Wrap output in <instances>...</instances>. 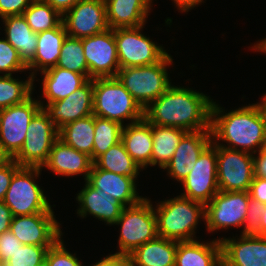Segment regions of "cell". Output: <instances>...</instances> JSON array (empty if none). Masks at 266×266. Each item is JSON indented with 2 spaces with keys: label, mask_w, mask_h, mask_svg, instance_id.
Here are the masks:
<instances>
[{
  "label": "cell",
  "mask_w": 266,
  "mask_h": 266,
  "mask_svg": "<svg viewBox=\"0 0 266 266\" xmlns=\"http://www.w3.org/2000/svg\"><path fill=\"white\" fill-rule=\"evenodd\" d=\"M184 193L181 196L208 204L219 191L217 183V145L212 143L201 153L194 167L181 182Z\"/></svg>",
  "instance_id": "4fadbf2b"
},
{
  "label": "cell",
  "mask_w": 266,
  "mask_h": 266,
  "mask_svg": "<svg viewBox=\"0 0 266 266\" xmlns=\"http://www.w3.org/2000/svg\"><path fill=\"white\" fill-rule=\"evenodd\" d=\"M212 104V99L203 93L171 85L144 109V118L152 125L187 132L211 130Z\"/></svg>",
  "instance_id": "6da1fadb"
},
{
  "label": "cell",
  "mask_w": 266,
  "mask_h": 266,
  "mask_svg": "<svg viewBox=\"0 0 266 266\" xmlns=\"http://www.w3.org/2000/svg\"><path fill=\"white\" fill-rule=\"evenodd\" d=\"M33 0H0V17L22 15Z\"/></svg>",
  "instance_id": "b9f144b4"
},
{
  "label": "cell",
  "mask_w": 266,
  "mask_h": 266,
  "mask_svg": "<svg viewBox=\"0 0 266 266\" xmlns=\"http://www.w3.org/2000/svg\"><path fill=\"white\" fill-rule=\"evenodd\" d=\"M23 246L9 229L0 235V256L1 263L7 262L13 254Z\"/></svg>",
  "instance_id": "60d3db41"
},
{
  "label": "cell",
  "mask_w": 266,
  "mask_h": 266,
  "mask_svg": "<svg viewBox=\"0 0 266 266\" xmlns=\"http://www.w3.org/2000/svg\"><path fill=\"white\" fill-rule=\"evenodd\" d=\"M84 188L77 194L76 200L79 202L80 207L77 213L82 218L87 214H91L105 221L108 225H113L120 217L124 206L113 196L105 194L104 191L92 187L85 181Z\"/></svg>",
  "instance_id": "7402d4cb"
},
{
  "label": "cell",
  "mask_w": 266,
  "mask_h": 266,
  "mask_svg": "<svg viewBox=\"0 0 266 266\" xmlns=\"http://www.w3.org/2000/svg\"><path fill=\"white\" fill-rule=\"evenodd\" d=\"M154 209L147 198L123 208L114 223L121 226L119 252L116 253L130 255L136 248L158 237Z\"/></svg>",
  "instance_id": "8992f818"
},
{
  "label": "cell",
  "mask_w": 266,
  "mask_h": 266,
  "mask_svg": "<svg viewBox=\"0 0 266 266\" xmlns=\"http://www.w3.org/2000/svg\"><path fill=\"white\" fill-rule=\"evenodd\" d=\"M13 160V157L0 144V168L6 166Z\"/></svg>",
  "instance_id": "f907efd6"
},
{
  "label": "cell",
  "mask_w": 266,
  "mask_h": 266,
  "mask_svg": "<svg viewBox=\"0 0 266 266\" xmlns=\"http://www.w3.org/2000/svg\"><path fill=\"white\" fill-rule=\"evenodd\" d=\"M20 151L13 157L21 167H40L46 163L59 130L42 108L31 120Z\"/></svg>",
  "instance_id": "ba28073f"
},
{
  "label": "cell",
  "mask_w": 266,
  "mask_h": 266,
  "mask_svg": "<svg viewBox=\"0 0 266 266\" xmlns=\"http://www.w3.org/2000/svg\"><path fill=\"white\" fill-rule=\"evenodd\" d=\"M67 35L63 22L56 28L38 33L35 56L27 65L28 70L33 69V72L30 73L33 78H35L34 74L38 69L43 72L56 66Z\"/></svg>",
  "instance_id": "d4e9b609"
},
{
  "label": "cell",
  "mask_w": 266,
  "mask_h": 266,
  "mask_svg": "<svg viewBox=\"0 0 266 266\" xmlns=\"http://www.w3.org/2000/svg\"><path fill=\"white\" fill-rule=\"evenodd\" d=\"M42 107L43 102L31 96L23 103L0 109V144L12 157L22 148L27 128Z\"/></svg>",
  "instance_id": "8fae6325"
},
{
  "label": "cell",
  "mask_w": 266,
  "mask_h": 266,
  "mask_svg": "<svg viewBox=\"0 0 266 266\" xmlns=\"http://www.w3.org/2000/svg\"><path fill=\"white\" fill-rule=\"evenodd\" d=\"M93 161L86 153L79 152L58 138L52 145L49 157L42 166L61 176L84 174L85 181L91 171Z\"/></svg>",
  "instance_id": "44dd1931"
},
{
  "label": "cell",
  "mask_w": 266,
  "mask_h": 266,
  "mask_svg": "<svg viewBox=\"0 0 266 266\" xmlns=\"http://www.w3.org/2000/svg\"><path fill=\"white\" fill-rule=\"evenodd\" d=\"M20 167L15 160H12L9 164L0 168V201L4 200L12 177Z\"/></svg>",
  "instance_id": "7bdbcfd3"
},
{
  "label": "cell",
  "mask_w": 266,
  "mask_h": 266,
  "mask_svg": "<svg viewBox=\"0 0 266 266\" xmlns=\"http://www.w3.org/2000/svg\"><path fill=\"white\" fill-rule=\"evenodd\" d=\"M221 242L197 240L178 242L175 266H221Z\"/></svg>",
  "instance_id": "484cf974"
},
{
  "label": "cell",
  "mask_w": 266,
  "mask_h": 266,
  "mask_svg": "<svg viewBox=\"0 0 266 266\" xmlns=\"http://www.w3.org/2000/svg\"><path fill=\"white\" fill-rule=\"evenodd\" d=\"M42 108L58 130L72 121L92 115L93 79H89L66 98L47 104Z\"/></svg>",
  "instance_id": "e0dca14e"
},
{
  "label": "cell",
  "mask_w": 266,
  "mask_h": 266,
  "mask_svg": "<svg viewBox=\"0 0 266 266\" xmlns=\"http://www.w3.org/2000/svg\"><path fill=\"white\" fill-rule=\"evenodd\" d=\"M172 60L167 54L153 65L120 68L116 77L144 110L171 86L166 67Z\"/></svg>",
  "instance_id": "5b68a950"
},
{
  "label": "cell",
  "mask_w": 266,
  "mask_h": 266,
  "mask_svg": "<svg viewBox=\"0 0 266 266\" xmlns=\"http://www.w3.org/2000/svg\"><path fill=\"white\" fill-rule=\"evenodd\" d=\"M222 266H266V238L242 235L240 239H219Z\"/></svg>",
  "instance_id": "ac0fdd59"
},
{
  "label": "cell",
  "mask_w": 266,
  "mask_h": 266,
  "mask_svg": "<svg viewBox=\"0 0 266 266\" xmlns=\"http://www.w3.org/2000/svg\"><path fill=\"white\" fill-rule=\"evenodd\" d=\"M266 238V204L262 205L260 235Z\"/></svg>",
  "instance_id": "816d5d0a"
},
{
  "label": "cell",
  "mask_w": 266,
  "mask_h": 266,
  "mask_svg": "<svg viewBox=\"0 0 266 266\" xmlns=\"http://www.w3.org/2000/svg\"><path fill=\"white\" fill-rule=\"evenodd\" d=\"M66 33L85 38L105 32L107 23L105 0H81L62 16Z\"/></svg>",
  "instance_id": "9a60e30c"
},
{
  "label": "cell",
  "mask_w": 266,
  "mask_h": 266,
  "mask_svg": "<svg viewBox=\"0 0 266 266\" xmlns=\"http://www.w3.org/2000/svg\"><path fill=\"white\" fill-rule=\"evenodd\" d=\"M253 177V154L217 145V183L220 191H248Z\"/></svg>",
  "instance_id": "30bf717a"
},
{
  "label": "cell",
  "mask_w": 266,
  "mask_h": 266,
  "mask_svg": "<svg viewBox=\"0 0 266 266\" xmlns=\"http://www.w3.org/2000/svg\"><path fill=\"white\" fill-rule=\"evenodd\" d=\"M250 196L248 191H218L205 205L208 231L244 226Z\"/></svg>",
  "instance_id": "7c38bea8"
},
{
  "label": "cell",
  "mask_w": 266,
  "mask_h": 266,
  "mask_svg": "<svg viewBox=\"0 0 266 266\" xmlns=\"http://www.w3.org/2000/svg\"><path fill=\"white\" fill-rule=\"evenodd\" d=\"M59 138L79 152L86 153L92 160L94 144V114L77 119L59 130Z\"/></svg>",
  "instance_id": "4dcf8cb0"
},
{
  "label": "cell",
  "mask_w": 266,
  "mask_h": 266,
  "mask_svg": "<svg viewBox=\"0 0 266 266\" xmlns=\"http://www.w3.org/2000/svg\"><path fill=\"white\" fill-rule=\"evenodd\" d=\"M177 246V241L158 236L129 255L132 266H175Z\"/></svg>",
  "instance_id": "f1b7e54d"
},
{
  "label": "cell",
  "mask_w": 266,
  "mask_h": 266,
  "mask_svg": "<svg viewBox=\"0 0 266 266\" xmlns=\"http://www.w3.org/2000/svg\"><path fill=\"white\" fill-rule=\"evenodd\" d=\"M121 142L127 153L140 166H151L153 148L152 124L145 118L135 123H128L122 127Z\"/></svg>",
  "instance_id": "603a6c76"
},
{
  "label": "cell",
  "mask_w": 266,
  "mask_h": 266,
  "mask_svg": "<svg viewBox=\"0 0 266 266\" xmlns=\"http://www.w3.org/2000/svg\"><path fill=\"white\" fill-rule=\"evenodd\" d=\"M62 16L81 0H44Z\"/></svg>",
  "instance_id": "c3c4849f"
},
{
  "label": "cell",
  "mask_w": 266,
  "mask_h": 266,
  "mask_svg": "<svg viewBox=\"0 0 266 266\" xmlns=\"http://www.w3.org/2000/svg\"><path fill=\"white\" fill-rule=\"evenodd\" d=\"M56 66L83 74L89 80V69L84 56L82 39L67 35Z\"/></svg>",
  "instance_id": "d590c367"
},
{
  "label": "cell",
  "mask_w": 266,
  "mask_h": 266,
  "mask_svg": "<svg viewBox=\"0 0 266 266\" xmlns=\"http://www.w3.org/2000/svg\"><path fill=\"white\" fill-rule=\"evenodd\" d=\"M248 193L252 199L266 204V178L254 176Z\"/></svg>",
  "instance_id": "ee69618b"
},
{
  "label": "cell",
  "mask_w": 266,
  "mask_h": 266,
  "mask_svg": "<svg viewBox=\"0 0 266 266\" xmlns=\"http://www.w3.org/2000/svg\"><path fill=\"white\" fill-rule=\"evenodd\" d=\"M262 101L261 103H259L264 115H265V118H266V93L264 94V96H262Z\"/></svg>",
  "instance_id": "db71d44e"
},
{
  "label": "cell",
  "mask_w": 266,
  "mask_h": 266,
  "mask_svg": "<svg viewBox=\"0 0 266 266\" xmlns=\"http://www.w3.org/2000/svg\"><path fill=\"white\" fill-rule=\"evenodd\" d=\"M211 130L187 132L164 167L171 178L182 182L190 173L201 153L212 143Z\"/></svg>",
  "instance_id": "d6986e66"
},
{
  "label": "cell",
  "mask_w": 266,
  "mask_h": 266,
  "mask_svg": "<svg viewBox=\"0 0 266 266\" xmlns=\"http://www.w3.org/2000/svg\"><path fill=\"white\" fill-rule=\"evenodd\" d=\"M51 246L23 245L18 249L5 266H39L45 262L47 250Z\"/></svg>",
  "instance_id": "8d00e7d4"
},
{
  "label": "cell",
  "mask_w": 266,
  "mask_h": 266,
  "mask_svg": "<svg viewBox=\"0 0 266 266\" xmlns=\"http://www.w3.org/2000/svg\"><path fill=\"white\" fill-rule=\"evenodd\" d=\"M122 127L119 122L94 115L92 161L121 141Z\"/></svg>",
  "instance_id": "e575fe53"
},
{
  "label": "cell",
  "mask_w": 266,
  "mask_h": 266,
  "mask_svg": "<svg viewBox=\"0 0 266 266\" xmlns=\"http://www.w3.org/2000/svg\"><path fill=\"white\" fill-rule=\"evenodd\" d=\"M93 164L99 169L123 176H137L139 175V169H141L127 153L121 141L98 156Z\"/></svg>",
  "instance_id": "1f68e13d"
},
{
  "label": "cell",
  "mask_w": 266,
  "mask_h": 266,
  "mask_svg": "<svg viewBox=\"0 0 266 266\" xmlns=\"http://www.w3.org/2000/svg\"><path fill=\"white\" fill-rule=\"evenodd\" d=\"M254 176L266 178V148L258 152V156L254 155Z\"/></svg>",
  "instance_id": "7dc6e473"
},
{
  "label": "cell",
  "mask_w": 266,
  "mask_h": 266,
  "mask_svg": "<svg viewBox=\"0 0 266 266\" xmlns=\"http://www.w3.org/2000/svg\"><path fill=\"white\" fill-rule=\"evenodd\" d=\"M2 20L5 24V39L17 50L27 66L35 56L38 33L32 31L23 15H10Z\"/></svg>",
  "instance_id": "83f0119b"
},
{
  "label": "cell",
  "mask_w": 266,
  "mask_h": 266,
  "mask_svg": "<svg viewBox=\"0 0 266 266\" xmlns=\"http://www.w3.org/2000/svg\"><path fill=\"white\" fill-rule=\"evenodd\" d=\"M89 79L116 77L120 69L113 29L82 38Z\"/></svg>",
  "instance_id": "5bb4252c"
},
{
  "label": "cell",
  "mask_w": 266,
  "mask_h": 266,
  "mask_svg": "<svg viewBox=\"0 0 266 266\" xmlns=\"http://www.w3.org/2000/svg\"><path fill=\"white\" fill-rule=\"evenodd\" d=\"M22 15L35 33L56 28L62 23V15L44 0H33Z\"/></svg>",
  "instance_id": "d6a6232c"
},
{
  "label": "cell",
  "mask_w": 266,
  "mask_h": 266,
  "mask_svg": "<svg viewBox=\"0 0 266 266\" xmlns=\"http://www.w3.org/2000/svg\"><path fill=\"white\" fill-rule=\"evenodd\" d=\"M12 219L13 214L10 208L3 201H0V235L9 230Z\"/></svg>",
  "instance_id": "bcb514c9"
},
{
  "label": "cell",
  "mask_w": 266,
  "mask_h": 266,
  "mask_svg": "<svg viewBox=\"0 0 266 266\" xmlns=\"http://www.w3.org/2000/svg\"><path fill=\"white\" fill-rule=\"evenodd\" d=\"M137 176H123L92 165L87 182L94 188L113 196L124 207L138 203L143 197L136 191Z\"/></svg>",
  "instance_id": "ffe728a7"
},
{
  "label": "cell",
  "mask_w": 266,
  "mask_h": 266,
  "mask_svg": "<svg viewBox=\"0 0 266 266\" xmlns=\"http://www.w3.org/2000/svg\"><path fill=\"white\" fill-rule=\"evenodd\" d=\"M93 266H132V263L129 255L114 253L106 256Z\"/></svg>",
  "instance_id": "f6af8a7d"
},
{
  "label": "cell",
  "mask_w": 266,
  "mask_h": 266,
  "mask_svg": "<svg viewBox=\"0 0 266 266\" xmlns=\"http://www.w3.org/2000/svg\"><path fill=\"white\" fill-rule=\"evenodd\" d=\"M158 236L177 242L195 240V228L200 218L205 219V205L181 195L157 203Z\"/></svg>",
  "instance_id": "3957f363"
},
{
  "label": "cell",
  "mask_w": 266,
  "mask_h": 266,
  "mask_svg": "<svg viewBox=\"0 0 266 266\" xmlns=\"http://www.w3.org/2000/svg\"><path fill=\"white\" fill-rule=\"evenodd\" d=\"M60 238L47 250L45 262L47 266H83L80 260L68 252Z\"/></svg>",
  "instance_id": "f35d334b"
},
{
  "label": "cell",
  "mask_w": 266,
  "mask_h": 266,
  "mask_svg": "<svg viewBox=\"0 0 266 266\" xmlns=\"http://www.w3.org/2000/svg\"><path fill=\"white\" fill-rule=\"evenodd\" d=\"M105 3L110 29L142 26L151 9L149 0H105Z\"/></svg>",
  "instance_id": "cb8c5ba5"
},
{
  "label": "cell",
  "mask_w": 266,
  "mask_h": 266,
  "mask_svg": "<svg viewBox=\"0 0 266 266\" xmlns=\"http://www.w3.org/2000/svg\"><path fill=\"white\" fill-rule=\"evenodd\" d=\"M41 74L44 75L42 87L46 104L66 98L75 90L83 86L88 79L83 75L57 66L49 68Z\"/></svg>",
  "instance_id": "4316f807"
},
{
  "label": "cell",
  "mask_w": 266,
  "mask_h": 266,
  "mask_svg": "<svg viewBox=\"0 0 266 266\" xmlns=\"http://www.w3.org/2000/svg\"><path fill=\"white\" fill-rule=\"evenodd\" d=\"M186 133L187 131L177 127L152 125L153 148L151 166L158 164L161 169H164Z\"/></svg>",
  "instance_id": "f546056e"
},
{
  "label": "cell",
  "mask_w": 266,
  "mask_h": 266,
  "mask_svg": "<svg viewBox=\"0 0 266 266\" xmlns=\"http://www.w3.org/2000/svg\"><path fill=\"white\" fill-rule=\"evenodd\" d=\"M93 114L123 125V120L138 122L144 110L117 77L93 79Z\"/></svg>",
  "instance_id": "277c9868"
},
{
  "label": "cell",
  "mask_w": 266,
  "mask_h": 266,
  "mask_svg": "<svg viewBox=\"0 0 266 266\" xmlns=\"http://www.w3.org/2000/svg\"><path fill=\"white\" fill-rule=\"evenodd\" d=\"M181 12H188L189 9L202 3L203 0H173Z\"/></svg>",
  "instance_id": "681fc988"
},
{
  "label": "cell",
  "mask_w": 266,
  "mask_h": 266,
  "mask_svg": "<svg viewBox=\"0 0 266 266\" xmlns=\"http://www.w3.org/2000/svg\"><path fill=\"white\" fill-rule=\"evenodd\" d=\"M40 167H20L13 175L3 202L13 216L35 213H54L43 190L34 178L41 173Z\"/></svg>",
  "instance_id": "52a82bcc"
},
{
  "label": "cell",
  "mask_w": 266,
  "mask_h": 266,
  "mask_svg": "<svg viewBox=\"0 0 266 266\" xmlns=\"http://www.w3.org/2000/svg\"><path fill=\"white\" fill-rule=\"evenodd\" d=\"M218 106L213 102L211 109V135L214 144L250 154L266 148V118L259 103L239 107L225 114ZM217 139L226 141L227 146L218 143Z\"/></svg>",
  "instance_id": "7a4b0ae2"
},
{
  "label": "cell",
  "mask_w": 266,
  "mask_h": 266,
  "mask_svg": "<svg viewBox=\"0 0 266 266\" xmlns=\"http://www.w3.org/2000/svg\"><path fill=\"white\" fill-rule=\"evenodd\" d=\"M9 229L23 245L52 246L63 235L54 213L13 216Z\"/></svg>",
  "instance_id": "2e32d148"
},
{
  "label": "cell",
  "mask_w": 266,
  "mask_h": 266,
  "mask_svg": "<svg viewBox=\"0 0 266 266\" xmlns=\"http://www.w3.org/2000/svg\"><path fill=\"white\" fill-rule=\"evenodd\" d=\"M253 49H255L256 51L258 50L259 52L262 51V52L266 53V38L262 39L256 45L254 44Z\"/></svg>",
  "instance_id": "f5cc1de1"
},
{
  "label": "cell",
  "mask_w": 266,
  "mask_h": 266,
  "mask_svg": "<svg viewBox=\"0 0 266 266\" xmlns=\"http://www.w3.org/2000/svg\"><path fill=\"white\" fill-rule=\"evenodd\" d=\"M28 70L20 59L17 50L6 40L0 39V73L12 75L13 72Z\"/></svg>",
  "instance_id": "74e56055"
},
{
  "label": "cell",
  "mask_w": 266,
  "mask_h": 266,
  "mask_svg": "<svg viewBox=\"0 0 266 266\" xmlns=\"http://www.w3.org/2000/svg\"><path fill=\"white\" fill-rule=\"evenodd\" d=\"M262 205L250 197L242 235H260Z\"/></svg>",
  "instance_id": "ab89813d"
},
{
  "label": "cell",
  "mask_w": 266,
  "mask_h": 266,
  "mask_svg": "<svg viewBox=\"0 0 266 266\" xmlns=\"http://www.w3.org/2000/svg\"><path fill=\"white\" fill-rule=\"evenodd\" d=\"M143 26L113 29L120 68L153 65L168 54L140 32Z\"/></svg>",
  "instance_id": "9c48e42d"
},
{
  "label": "cell",
  "mask_w": 266,
  "mask_h": 266,
  "mask_svg": "<svg viewBox=\"0 0 266 266\" xmlns=\"http://www.w3.org/2000/svg\"><path fill=\"white\" fill-rule=\"evenodd\" d=\"M0 76V109L23 103L29 99L34 89L31 75L25 81H19L12 75Z\"/></svg>",
  "instance_id": "836d02e7"
},
{
  "label": "cell",
  "mask_w": 266,
  "mask_h": 266,
  "mask_svg": "<svg viewBox=\"0 0 266 266\" xmlns=\"http://www.w3.org/2000/svg\"><path fill=\"white\" fill-rule=\"evenodd\" d=\"M39 266H47L46 262H43L41 265Z\"/></svg>",
  "instance_id": "11a10c76"
}]
</instances>
